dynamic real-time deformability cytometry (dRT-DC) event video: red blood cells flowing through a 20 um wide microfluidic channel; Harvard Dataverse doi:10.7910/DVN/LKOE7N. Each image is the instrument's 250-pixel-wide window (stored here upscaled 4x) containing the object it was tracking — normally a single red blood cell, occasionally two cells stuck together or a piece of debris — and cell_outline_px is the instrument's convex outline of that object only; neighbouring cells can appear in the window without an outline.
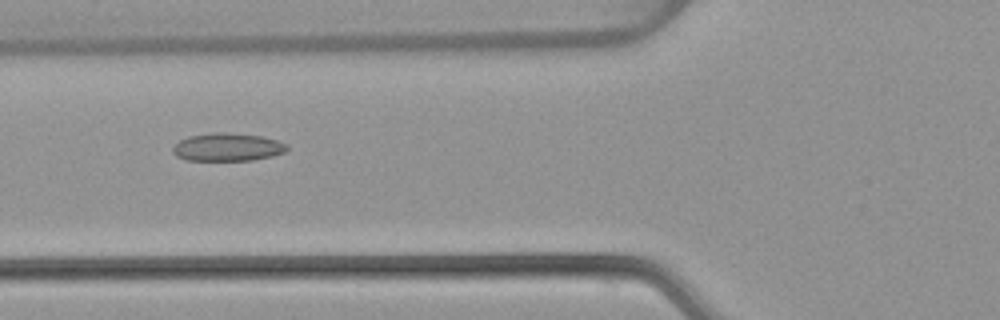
{"species": "common noctule bat (a hibernating species)", "species_latin": "Nyctalus noctula", "temperature_condition": "warm", "stored_images_in_passage": 53, "camera_frame_rate_fps": 3000, "um_per_image_px": 0.085, "animal": {"sex": "female", "body_mass_g": 22.7, "forearm_length_mm": 54.2}, "frame": {"image": 1, "passage_image": 20, "time_ms": 6.333, "image_size_px": [1000, 320], "cell_outline_px": [[288, 148], [284, 152], [272, 156], [252, 160], [188, 160], [176, 156], [172, 152], [172, 148], [180, 140], [188, 136], [220, 132], [260, 136], [276, 140], [288, 144]], "centroid_in_image_um": [19.33, 12.51], "position_along_channel_um": 106.5, "area_um2": 18.38}}
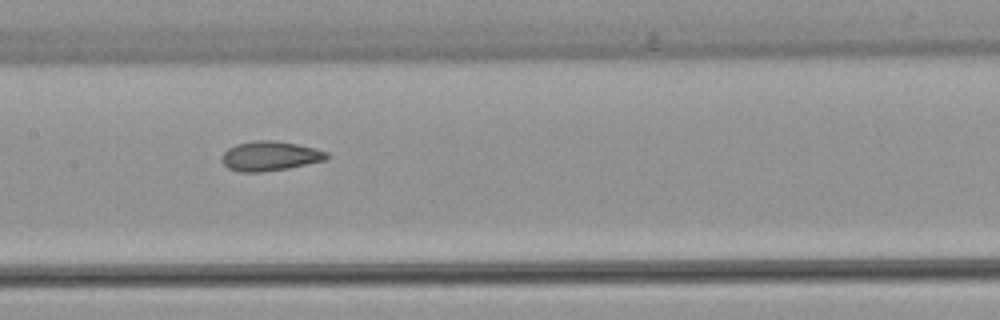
{"frame": {"image": 2, "passage_image": 26, "time_ms": 8.333, "image_size_px": [1000, 320], "cell_outline_px": [[328, 156], [324, 160], [288, 168], [260, 172], [240, 172], [228, 168], [220, 160], [220, 156], [228, 148], [236, 144], [256, 140], [276, 140], [316, 148], [328, 152]], "centroid_in_image_um": [22.91, 13.25], "position_along_channel_um": 184.5, "area_um2": 18.09}}
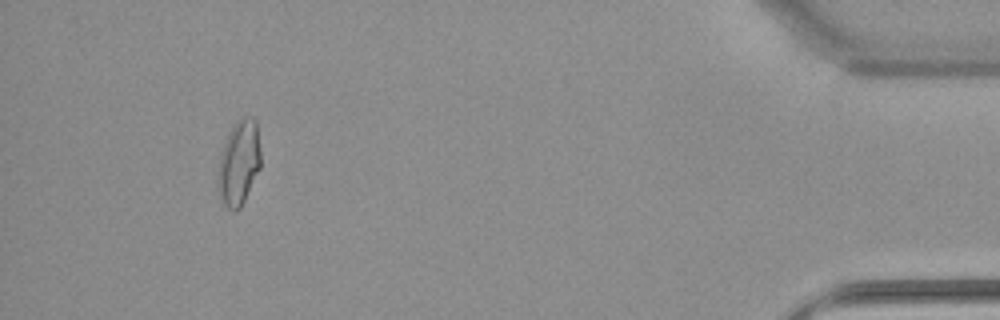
{"frame": {"image": 3, "passage_image": 49, "time_ms": 16.0, "image_size_px": [1000, 320], "cell_outline_px": [[260, 168], [240, 208], [236, 212], [232, 212], [224, 204], [216, 188], [216, 180], [220, 156], [228, 132], [236, 120], [244, 116], [252, 116], [256, 120], [260, 152]], "centroid_in_image_um": [20.28, 13.84], "position_along_channel_um": 414.9, "area_um2": 21.39}, "authors_computed_cell_mechanics": {"area_um2": 18.4382, "velocity_mm_per_s": 3.8801, "shape_relaxation_time_tau1_ms": null, "shape_relaxation_time_tau2_ms": 1.9275, "deformation_change_tau1": null, "deformation_change_tau2": 0.0878}}